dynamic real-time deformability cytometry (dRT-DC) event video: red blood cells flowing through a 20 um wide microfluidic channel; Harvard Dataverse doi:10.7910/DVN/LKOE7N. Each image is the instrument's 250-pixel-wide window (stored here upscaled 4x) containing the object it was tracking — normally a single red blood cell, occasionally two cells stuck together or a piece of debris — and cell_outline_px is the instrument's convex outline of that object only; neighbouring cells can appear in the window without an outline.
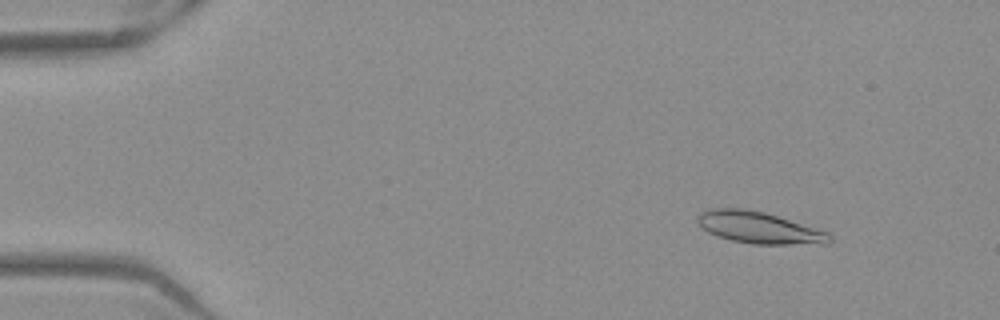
{"species": "Egyptian fruit bat (a non-hibernating species)", "species_latin": "Rousettus aegyptiacus", "temperature_condition": "warm", "stored_images_in_passage": 52, "camera_frame_rate_fps": 3000, "um_per_image_px": 0.085, "frame": {"image": 1, "passage_image": 6, "time_ms": 1.667, "image_size_px": [1000, 320], "cell_outline_px": [[832, 240], [828, 244], [752, 244], [732, 240], [716, 236], [700, 228], [696, 220], [696, 216], [700, 212], [708, 208], [744, 208], [764, 212], [828, 232], [832, 236]], "centroid_in_image_um": [64.47, 19.35], "position_along_channel_um": 20.5, "area_um2": 24.57}}
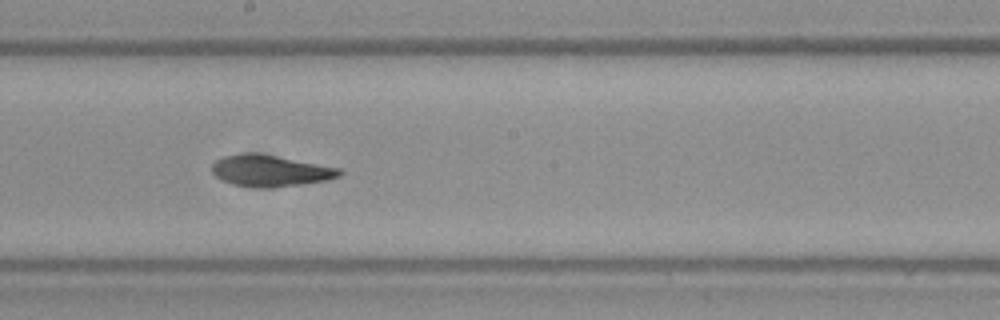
{"frame": {"image": 2, "passage_image": 29, "time_ms": 9.333, "image_size_px": [1000, 320], "cell_outline_px": [[344, 172], [340, 176], [328, 180], [272, 188], [260, 188], [232, 184], [220, 180], [212, 172], [212, 164], [216, 160], [224, 156], [248, 152], [256, 152], [340, 168]], "centroid_in_image_um": [22.96, 14.51], "position_along_channel_um": 225.2, "area_um2": 23.47}}
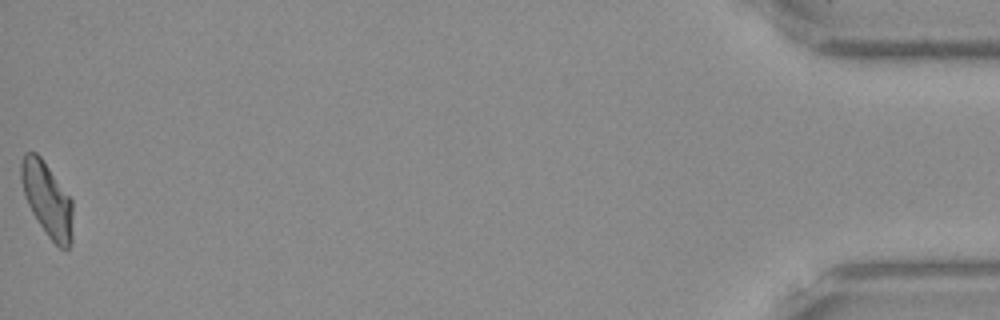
{"frame": {"image": 3, "passage_image": 52, "time_ms": 17.0, "image_size_px": [1000, 320], "cell_outline_px": [[72, 244], [68, 248], [60, 248], [48, 236], [32, 212], [24, 196], [20, 180], [20, 160], [24, 152], [36, 152], [40, 156], [72, 200]], "centroid_in_image_um": [3.99, 16.93], "position_along_channel_um": 431.2, "area_um2": 22.25}, "authors_computed_cell_mechanics": {"area_um2": 22.8021, "velocity_mm_per_s": 3.9296, "shape_relaxation_time_tau1_ms": null, "shape_relaxation_time_tau2_ms": 6.8465, "deformation_change_tau1": null, "deformation_change_tau2": 0.1521}}